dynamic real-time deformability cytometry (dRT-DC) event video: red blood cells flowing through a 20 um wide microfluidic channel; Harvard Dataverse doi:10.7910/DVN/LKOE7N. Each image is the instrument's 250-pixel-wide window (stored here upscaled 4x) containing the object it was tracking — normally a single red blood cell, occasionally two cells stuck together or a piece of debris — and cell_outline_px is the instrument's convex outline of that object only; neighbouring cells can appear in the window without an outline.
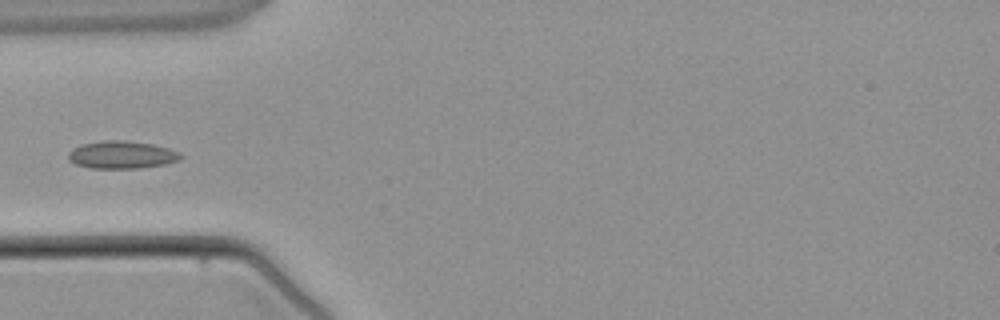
{"species": "common noctule bat (a hibernating species)", "species_latin": "Nyctalus noctula", "temperature_condition": "warm", "stored_images_in_passage": 3, "camera_frame_rate_fps": 3000, "um_per_image_px": 0.085, "animal": {"sex": "male", "body_mass_g": 21.5, "forearm_length_mm": 52.0}, "frame": {"image": 1, "passage_image": 3, "time_ms": 2.333, "image_size_px": [1000, 320], "cell_outline_px": [[184, 156], [180, 160], [164, 164], [136, 168], [92, 168], [76, 164], [68, 160], [68, 152], [72, 148], [84, 144], [104, 140], [124, 140], [152, 144], [168, 148], [180, 152]], "centroid_in_image_um": [10.36, 13.15], "position_along_channel_um": 74.6, "area_um2": 18.03}}